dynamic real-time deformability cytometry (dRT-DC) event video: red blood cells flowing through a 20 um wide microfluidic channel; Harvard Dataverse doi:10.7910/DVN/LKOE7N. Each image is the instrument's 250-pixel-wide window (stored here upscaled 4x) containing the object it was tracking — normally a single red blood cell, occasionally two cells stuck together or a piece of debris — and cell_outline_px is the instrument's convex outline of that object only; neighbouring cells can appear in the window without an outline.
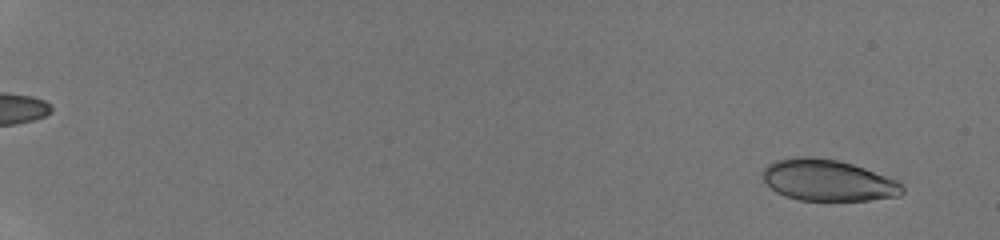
{"species": "human", "species_latin": "Homo sapiens", "temperature_condition": "room temperature", "stored_images_in_passage": 75, "camera_frame_rate_fps": 3000, "um_per_image_px": 0.085, "donor": {"sex": "male"}, "frame": {"image": 1, "passage_image": 7, "time_ms": 1.333, "image_size_px": [1000, 240], "cell_outline_px": [[904, 192], [900, 196], [868, 200], [800, 200], [784, 196], [776, 192], [764, 180], [764, 168], [768, 164], [776, 160], [792, 156], [808, 156], [840, 160], [864, 168], [896, 180], [904, 188]], "centroid_in_image_um": [70.36, 15.32], "position_along_channel_um": 14.6, "area_um2": 33.58}}
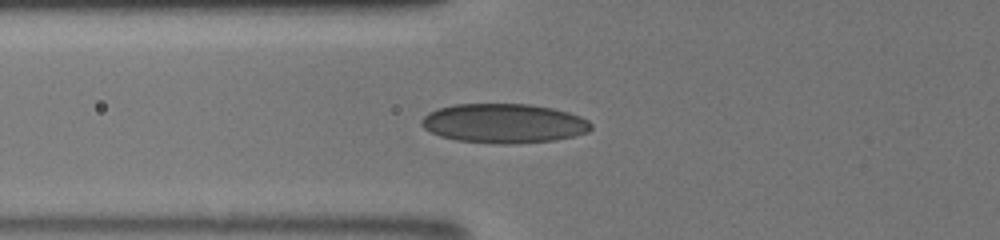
{"frame": {"image": 2, "passage_image": 42, "time_ms": 8.0, "image_size_px": [1000, 240], "cell_outline_px": [[592, 128], [588, 132], [572, 136], [552, 140], [512, 144], [500, 144], [456, 140], [440, 136], [424, 128], [420, 124], [420, 120], [428, 112], [440, 108], [456, 104], [528, 104], [552, 108], [568, 112], [580, 116], [588, 120], [592, 124]], "centroid_in_image_um": [42.82, 10.48], "position_along_channel_um": 83.0, "area_um2": 38.78}}
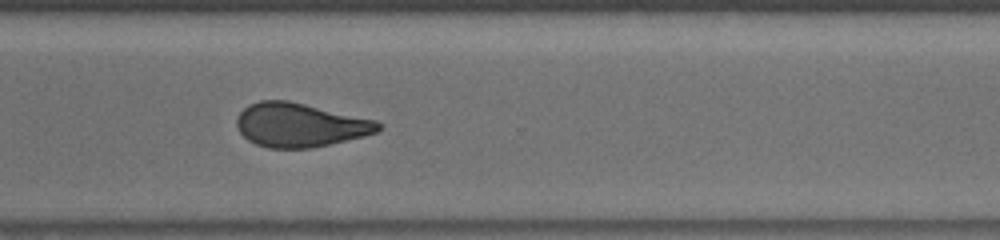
{"frame": {"image": 3, "passage_image": 74, "time_ms": 14.333, "image_size_px": [1000, 240], "cell_outline_px": [[380, 128], [376, 132], [364, 136], [312, 148], [268, 148], [256, 144], [248, 140], [240, 132], [236, 124], [236, 120], [240, 112], [248, 104], [260, 100], [288, 100], [376, 120], [380, 124]], "centroid_in_image_um": [25.46, 10.62], "position_along_channel_um": 345.1, "area_um2": 36.07}}